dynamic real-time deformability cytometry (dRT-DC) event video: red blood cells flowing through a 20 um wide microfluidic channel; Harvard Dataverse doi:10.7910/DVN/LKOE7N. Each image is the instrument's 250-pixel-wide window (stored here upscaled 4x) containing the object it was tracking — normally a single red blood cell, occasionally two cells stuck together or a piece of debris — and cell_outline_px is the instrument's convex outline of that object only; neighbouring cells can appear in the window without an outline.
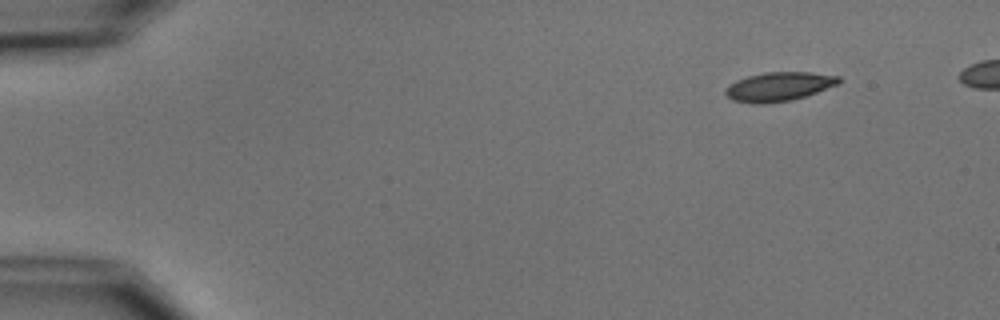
{"species": "common noctule bat (a hibernating species)", "species_latin": "Nyctalus noctula", "temperature_condition": "cold", "stored_images_in_passage": 3, "camera_frame_rate_fps": 3000, "um_per_image_px": 0.085, "animal": {"sex": "male", "body_mass_g": 15.6}, "frame": {"image": 1, "passage_image": 1, "time_ms": 0.0, "image_size_px": [1000, 320], "cell_outline_px": [[840, 84], [792, 100], [764, 104], [756, 104], [732, 100], [724, 92], [724, 88], [728, 84], [736, 80], [748, 76], [764, 72], [808, 72], [840, 76]], "centroid_in_image_um": [66.18, 7.36], "position_along_channel_um": 18.8, "area_um2": 19.25}}